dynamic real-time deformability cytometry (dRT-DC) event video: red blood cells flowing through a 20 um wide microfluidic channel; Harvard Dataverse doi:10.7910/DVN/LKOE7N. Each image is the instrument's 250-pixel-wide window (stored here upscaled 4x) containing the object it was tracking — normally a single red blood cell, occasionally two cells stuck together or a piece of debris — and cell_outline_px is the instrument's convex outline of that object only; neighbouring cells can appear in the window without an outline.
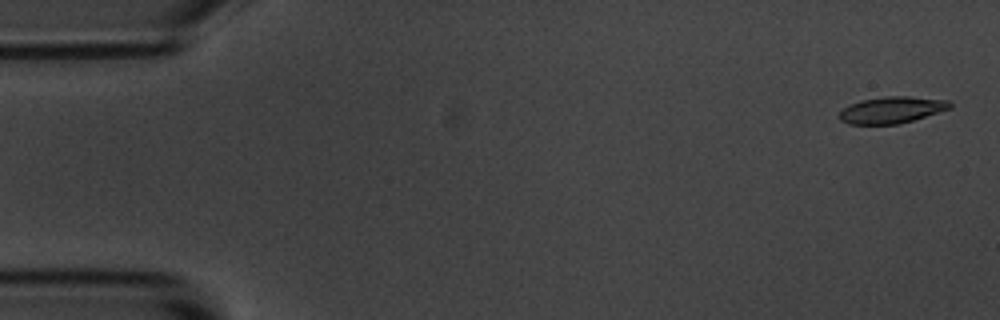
{"species": "common noctule bat (a hibernating species)", "species_latin": "Nyctalus noctula", "temperature_condition": "room temperature", "stored_images_in_passage": 5, "camera_frame_rate_fps": 3000, "um_per_image_px": 0.085, "animal": {"sex": "male", "body_mass_g": 20.1, "forearm_length_mm": 53.5}, "frame": {"image": 1, "passage_image": 1, "time_ms": 0.0, "image_size_px": [1000, 320], "cell_outline_px": [[952, 108], [900, 124], [848, 124], [840, 120], [840, 112], [848, 104], [860, 100], [884, 96], [908, 96], [948, 100], [952, 104]], "centroid_in_image_um": [75.8, 9.34], "position_along_channel_um": 9.2, "area_um2": 17.22}}
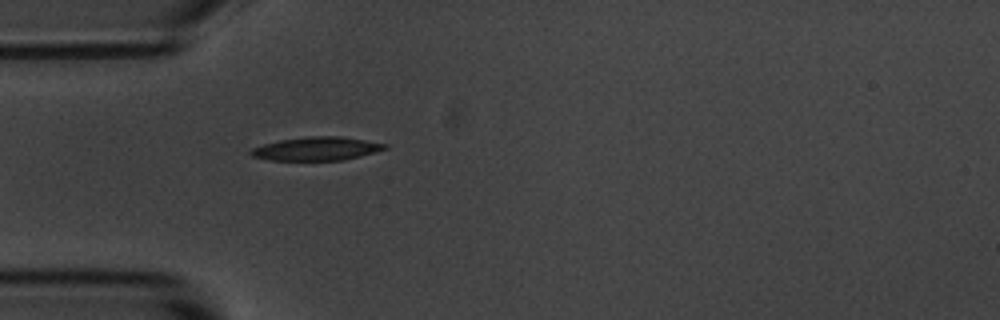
{"frame": {"image": 2, "passage_image": 5, "time_ms": 4.667, "image_size_px": [1000, 320], "cell_outline_px": [[388, 148], [376, 152], [344, 160], [268, 160], [252, 156], [248, 152], [252, 148], [264, 144], [280, 140], [308, 136], [340, 136], [388, 144]], "centroid_in_image_um": [26.92, 12.64], "position_along_channel_um": 58.1, "area_um2": 18.32}}